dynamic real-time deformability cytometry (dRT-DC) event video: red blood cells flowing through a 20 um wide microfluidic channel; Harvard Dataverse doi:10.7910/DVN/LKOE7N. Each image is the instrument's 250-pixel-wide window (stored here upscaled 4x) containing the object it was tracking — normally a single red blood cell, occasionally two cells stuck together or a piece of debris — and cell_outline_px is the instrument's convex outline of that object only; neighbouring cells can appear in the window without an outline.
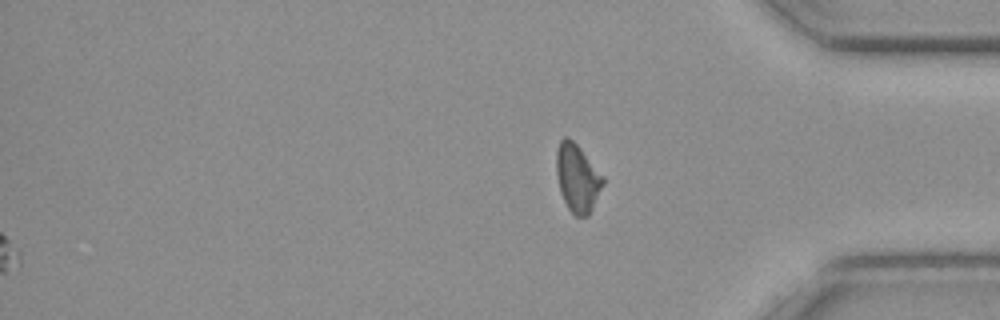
{"species": "common noctule bat (a hibernating species)", "species_latin": "Nyctalus noctula", "temperature_condition": "cold", "stored_images_in_passage": 50, "camera_frame_rate_fps": 3000, "um_per_image_px": 0.085, "animal": {"sex": "female", "body_mass_g": 19.3, "forearm_length_mm": 54.1}, "frame": {"image": 1, "passage_image": 50, "time_ms": 16.333, "image_size_px": [1000, 320], "cell_outline_px": [[604, 184], [588, 216], [576, 216], [568, 208], [560, 192], [556, 176], [556, 152], [560, 140], [564, 136], [568, 136], [580, 148], [604, 176]], "centroid_in_image_um": [49.07, 15.11], "position_along_channel_um": 386.1, "area_um2": 18.44}}